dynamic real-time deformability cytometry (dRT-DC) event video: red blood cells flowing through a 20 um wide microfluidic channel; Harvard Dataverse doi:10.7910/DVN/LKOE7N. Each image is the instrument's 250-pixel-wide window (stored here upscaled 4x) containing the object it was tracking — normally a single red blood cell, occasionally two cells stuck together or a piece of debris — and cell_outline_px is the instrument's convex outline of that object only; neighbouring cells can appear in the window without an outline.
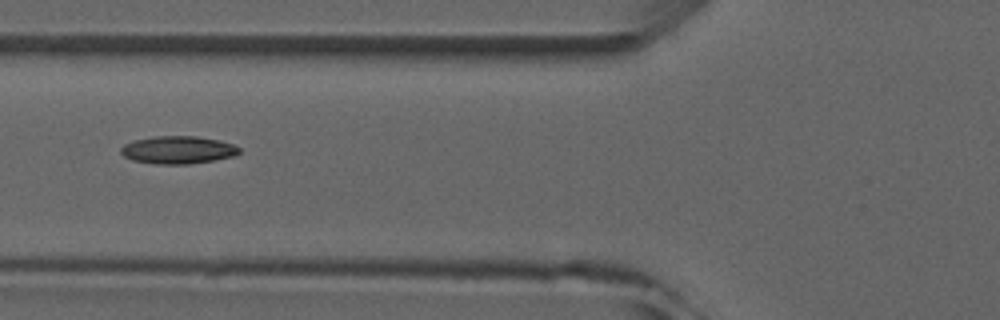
{"species": "common noctule bat (a hibernating species)", "species_latin": "Nyctalus noctula", "temperature_condition": "room temperature", "stored_images_in_passage": 4, "camera_frame_rate_fps": 3000, "um_per_image_px": 0.085, "animal": {"sex": "male", "forearm_length_mm": 52.5}, "frame": {"image": 1, "passage_image": 3, "time_ms": 3.0, "image_size_px": [1000, 320], "cell_outline_px": [[240, 152], [236, 156], [188, 164], [156, 164], [132, 160], [124, 156], [120, 152], [120, 148], [124, 144], [136, 140], [152, 136], [196, 136], [216, 140], [232, 144], [240, 148]], "centroid_in_image_um": [15.11, 12.74], "position_along_channel_um": 110.7, "area_um2": 19.02}}
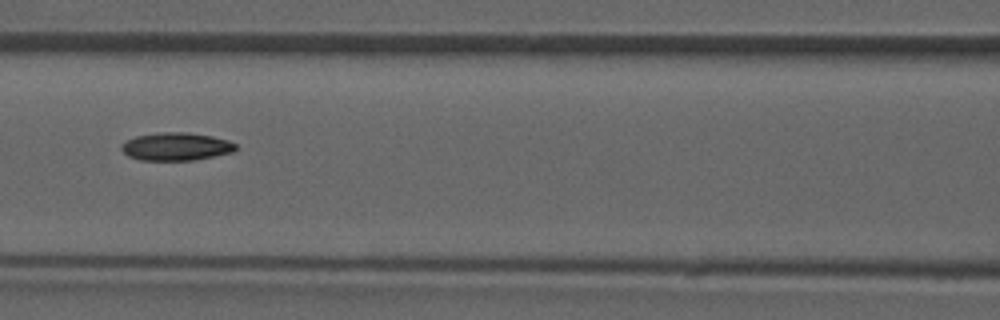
{"frame": {"image": 2, "passage_image": 4, "time_ms": 4.0, "image_size_px": [1000, 320], "cell_outline_px": [[236, 148], [232, 152], [196, 160], [140, 160], [128, 156], [120, 148], [128, 140], [136, 136], [160, 132], [184, 132], [212, 136], [228, 140], [236, 144]], "centroid_in_image_um": [14.98, 12.46], "position_along_channel_um": 151.6, "area_um2": 18.44}}